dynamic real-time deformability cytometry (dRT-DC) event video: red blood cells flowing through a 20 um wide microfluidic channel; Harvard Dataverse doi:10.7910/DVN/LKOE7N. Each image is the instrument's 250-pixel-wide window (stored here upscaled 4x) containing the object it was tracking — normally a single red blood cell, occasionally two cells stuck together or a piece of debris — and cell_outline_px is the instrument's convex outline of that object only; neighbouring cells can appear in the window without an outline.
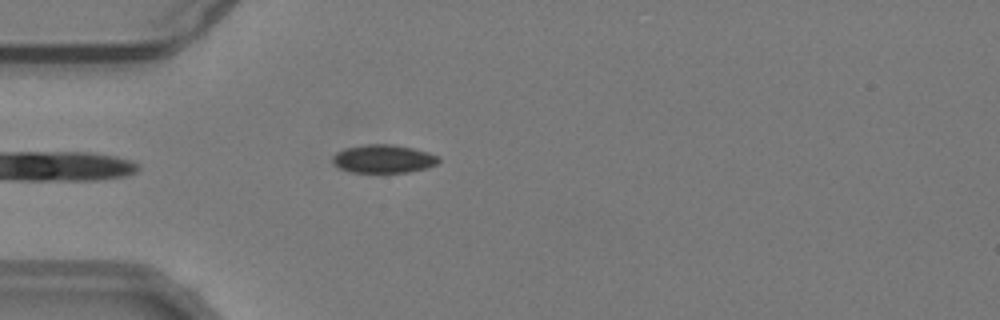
{"species": "common noctule bat (a hibernating species)", "species_latin": "Nyctalus noctula", "temperature_condition": "warm", "stored_images_in_passage": 24, "camera_frame_rate_fps": 3000, "um_per_image_px": 0.085, "animal": {"sex": "male", "body_mass_g": 19.2, "forearm_length_mm": 51.8}, "frame": {"image": 1, "passage_image": 1, "time_ms": 0.0, "image_size_px": [1000, 320], "cell_outline_px": [[440, 160], [436, 164], [428, 168], [408, 172], [352, 172], [336, 168], [332, 164], [332, 156], [336, 152], [344, 148], [364, 144], [392, 144], [412, 148], [428, 152], [440, 156]], "centroid_in_image_um": [32.56, 13.5], "position_along_channel_um": 52.4, "area_um2": 17.74}}